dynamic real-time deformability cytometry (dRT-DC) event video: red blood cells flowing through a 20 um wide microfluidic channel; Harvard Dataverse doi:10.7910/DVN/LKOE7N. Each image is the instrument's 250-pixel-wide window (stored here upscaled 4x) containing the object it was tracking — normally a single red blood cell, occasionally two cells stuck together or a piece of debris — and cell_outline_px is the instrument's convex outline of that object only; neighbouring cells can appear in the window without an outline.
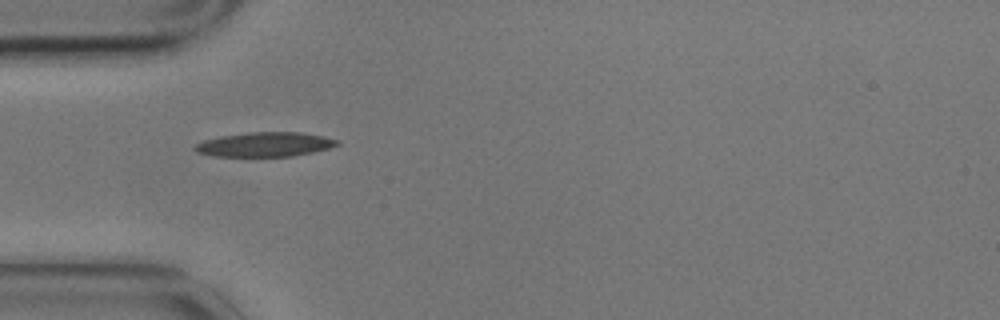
{"species": "common noctule bat (a hibernating species)", "species_latin": "Nyctalus noctula", "temperature_condition": "cold", "stored_images_in_passage": 7, "camera_frame_rate_fps": 3000, "um_per_image_px": 0.085, "animal": {"sex": "male", "body_mass_g": 17.9}, "frame": {"image": 1, "passage_image": 1, "time_ms": 0.0, "image_size_px": [1000, 320], "cell_outline_px": [[340, 144], [328, 148], [312, 152], [292, 156], [212, 156], [196, 152], [192, 148], [196, 144], [204, 140], [220, 136], [248, 132], [300, 132], [324, 136], [340, 140]], "centroid_in_image_um": [22.51, 12.27], "position_along_channel_um": 62.5, "area_um2": 20.29}}